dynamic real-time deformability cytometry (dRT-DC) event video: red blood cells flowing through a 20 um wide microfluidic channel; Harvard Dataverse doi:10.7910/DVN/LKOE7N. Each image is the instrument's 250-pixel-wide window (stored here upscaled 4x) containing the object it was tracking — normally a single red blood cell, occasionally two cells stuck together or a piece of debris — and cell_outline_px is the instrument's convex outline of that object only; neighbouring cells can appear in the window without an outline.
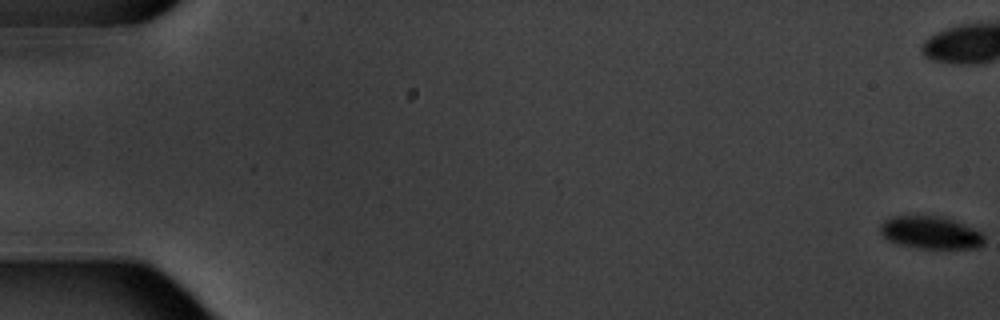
{"species": "common noctule bat (a hibernating species)", "species_latin": "Nyctalus noctula", "temperature_condition": "warm", "stored_images_in_passage": 7, "camera_frame_rate_fps": 3000, "um_per_image_px": 0.085, "animal": {"sex": "male", "body_mass_g": 20.1, "forearm_length_mm": 53.5}, "frame": {"image": 1, "passage_image": 1, "time_ms": 0.0, "image_size_px": [1000, 320], "cell_outline_px": [[984, 244], [980, 248], [916, 248], [900, 244], [888, 240], [880, 232], [880, 224], [884, 220], [892, 216], [944, 216], [956, 220], [980, 232], [984, 236]], "centroid_in_image_um": [79.11, 19.76], "position_along_channel_um": 5.9, "area_um2": 19.83}}